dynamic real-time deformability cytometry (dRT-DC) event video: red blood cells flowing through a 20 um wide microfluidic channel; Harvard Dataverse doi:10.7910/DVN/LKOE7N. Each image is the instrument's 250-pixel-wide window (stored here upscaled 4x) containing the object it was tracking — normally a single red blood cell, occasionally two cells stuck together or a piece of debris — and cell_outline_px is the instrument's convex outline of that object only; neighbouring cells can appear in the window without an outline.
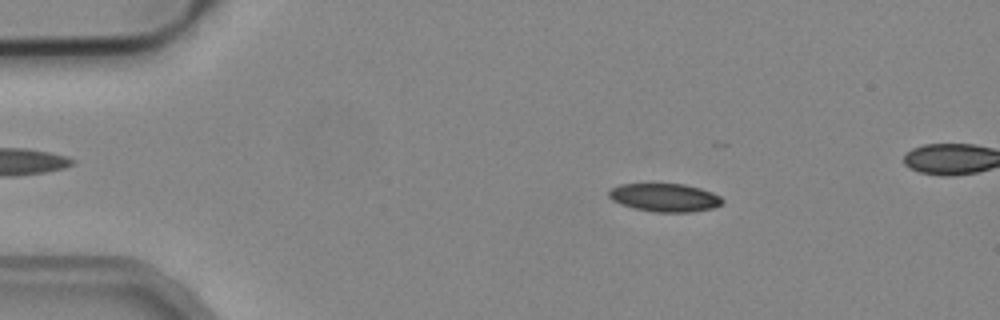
{"species": "common noctule bat (a hibernating species)", "species_latin": "Nyctalus noctula", "temperature_condition": "cold", "stored_images_in_passage": 22, "camera_frame_rate_fps": 3000, "um_per_image_px": 0.085, "animal": {"sex": "male", "body_mass_g": 19.2, "forearm_length_mm": 51.8}, "frame": {"image": 1, "passage_image": 7, "time_ms": 2.0, "image_size_px": [1000, 320], "cell_outline_px": [[724, 204], [712, 208], [688, 212], [656, 212], [636, 208], [620, 204], [612, 200], [608, 196], [608, 192], [612, 188], [620, 184], [684, 184], [700, 188], [712, 192], [720, 196], [724, 200]], "centroid_in_image_um": [56.52, 16.79], "position_along_channel_um": 28.5, "area_um2": 18.61}}